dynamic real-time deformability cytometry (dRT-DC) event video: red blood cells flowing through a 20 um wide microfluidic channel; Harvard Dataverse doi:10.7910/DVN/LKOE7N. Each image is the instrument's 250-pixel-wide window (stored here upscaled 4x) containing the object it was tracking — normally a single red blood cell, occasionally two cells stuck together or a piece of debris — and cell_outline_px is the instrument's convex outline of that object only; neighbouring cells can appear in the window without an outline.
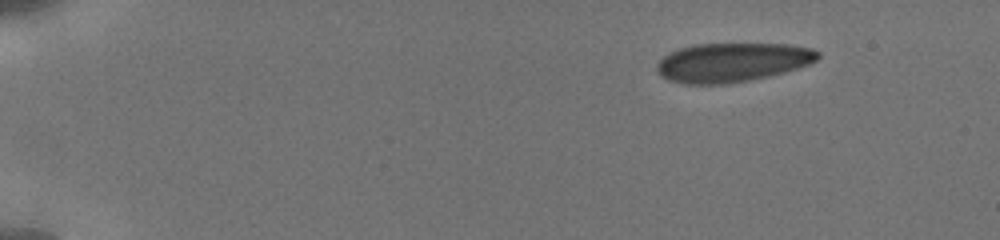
{"species": "human", "species_latin": "Homo sapiens", "temperature_condition": "cold", "stored_images_in_passage": 11, "camera_frame_rate_fps": 3000, "um_per_image_px": 0.085, "donor": {"sex": "male"}, "frame": {"image": 1, "passage_image": 1, "time_ms": 0.0, "image_size_px": [1000, 240], "cell_outline_px": [[820, 56], [816, 60], [808, 64], [784, 72], [768, 76], [748, 80], [724, 84], [684, 84], [668, 80], [656, 68], [656, 64], [668, 52], [680, 48], [696, 44], [788, 44], [812, 48], [820, 52]], "centroid_in_image_um": [62.24, 5.29], "position_along_channel_um": 22.8, "area_um2": 36.47}}
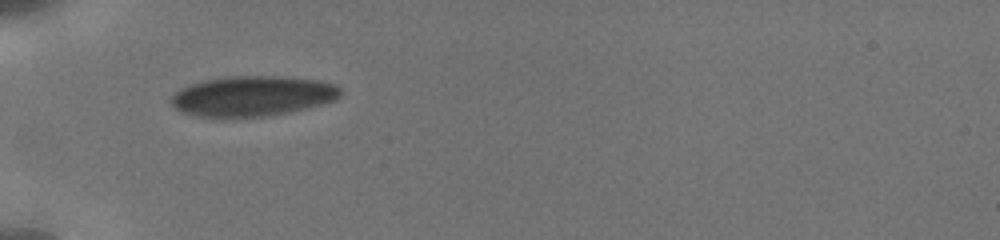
{"frame": {"image": 2, "passage_image": 10, "time_ms": 4.0, "image_size_px": [1000, 240], "cell_outline_px": [[340, 96], [336, 100], [308, 108], [268, 116], [196, 116], [180, 112], [172, 104], [172, 96], [180, 88], [204, 80], [228, 76], [288, 76], [320, 80], [336, 84], [340, 88]], "centroid_in_image_um": [21.51, 8.15], "position_along_channel_um": 63.5, "area_um2": 39.65}}